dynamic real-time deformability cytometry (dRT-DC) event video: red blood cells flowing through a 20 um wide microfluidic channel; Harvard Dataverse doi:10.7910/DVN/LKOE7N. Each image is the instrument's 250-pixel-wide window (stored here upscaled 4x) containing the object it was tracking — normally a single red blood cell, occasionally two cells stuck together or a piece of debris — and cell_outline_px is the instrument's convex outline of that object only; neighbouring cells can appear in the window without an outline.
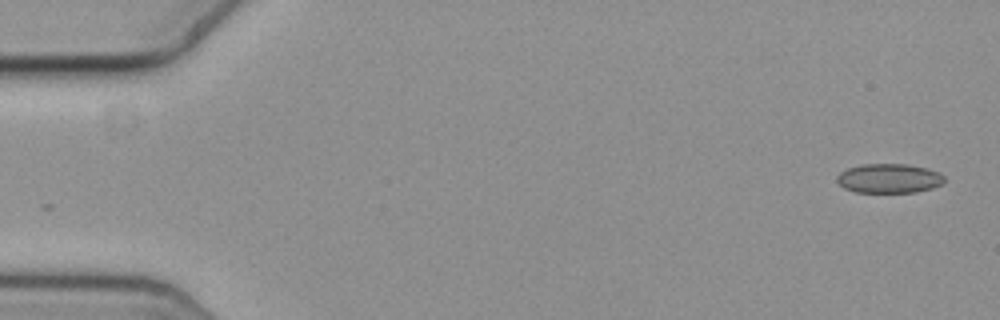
{"species": "common noctule bat (a hibernating species)", "species_latin": "Nyctalus noctula", "temperature_condition": "cold", "stored_images_in_passage": 56, "camera_frame_rate_fps": 3000, "um_per_image_px": 0.085, "animal": {"sex": "female", "body_mass_g": 19.3, "forearm_length_mm": 54.1}, "frame": {"image": 1, "passage_image": 1, "time_ms": 0.0, "image_size_px": [1000, 320], "cell_outline_px": [[944, 180], [940, 184], [932, 188], [916, 192], [856, 192], [844, 188], [836, 180], [836, 176], [840, 172], [848, 168], [864, 164], [908, 164], [924, 168], [936, 172], [944, 176]], "centroid_in_image_um": [75.53, 15.16], "position_along_channel_um": 9.5, "area_um2": 18.15}}
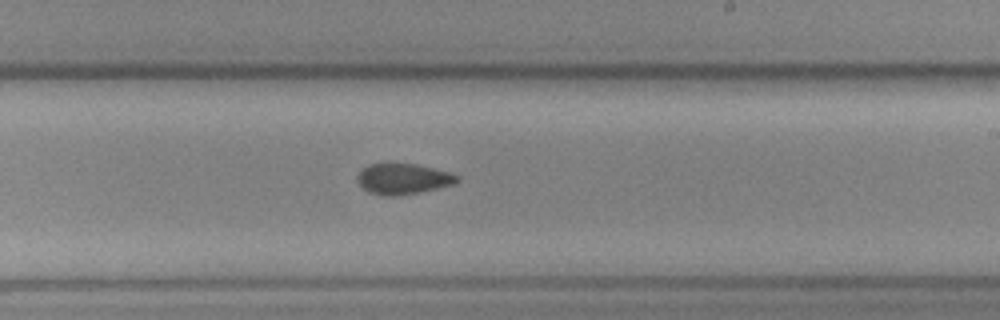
{"frame": {"image": 2, "passage_image": 33, "time_ms": 10.667, "image_size_px": [1000, 320], "cell_outline_px": [[460, 180], [456, 184], [400, 196], [380, 196], [368, 192], [356, 180], [356, 176], [368, 164], [388, 160], [416, 164], [448, 172], [460, 176]], "centroid_in_image_um": [34.23, 15.17], "position_along_channel_um": 254.8, "area_um2": 18.55}}
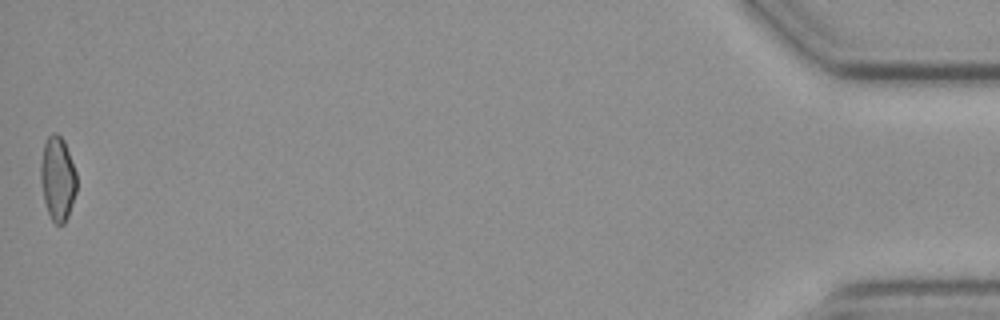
{"frame": {"image": 3, "passage_image": 56, "time_ms": 18.333, "image_size_px": [1000, 320], "cell_outline_px": [[76, 192], [68, 216], [64, 224], [56, 224], [52, 220], [48, 212], [44, 200], [40, 180], [40, 164], [44, 144], [48, 136], [52, 132], [56, 132], [64, 140], [76, 172]], "centroid_in_image_um": [4.89, 15.16], "position_along_channel_um": 430.3, "area_um2": 17.63}, "authors_computed_cell_mechanics": {"area_um2": 18.2359, "velocity_mm_per_s": 3.6293, "shape_relaxation_time_tau1_ms": 6.8769, "shape_relaxation_time_tau2_ms": 4.292, "deformation_change_tau1": 0.0785, "deformation_change_tau2": 0.0924}}